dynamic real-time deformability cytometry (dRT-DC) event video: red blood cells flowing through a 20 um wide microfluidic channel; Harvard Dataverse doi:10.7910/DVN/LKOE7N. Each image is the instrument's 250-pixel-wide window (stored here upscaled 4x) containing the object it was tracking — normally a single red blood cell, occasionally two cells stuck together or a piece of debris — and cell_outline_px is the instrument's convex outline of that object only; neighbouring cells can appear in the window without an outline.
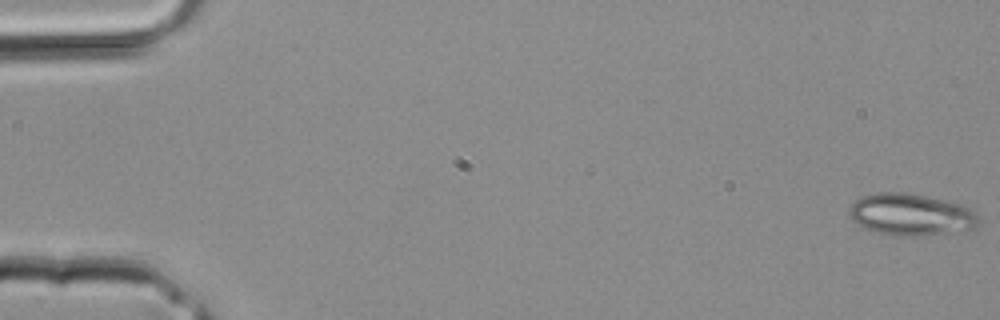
{"species": "common noctule bat (a hibernating species)", "species_latin": "Nyctalus noctula", "temperature_condition": "room temperature", "stored_images_in_passage": 3, "camera_frame_rate_fps": 3000, "um_per_image_px": 0.085, "animal": {"sex": "male", "body_mass_g": 20.4}, "frame": {"image": 1, "passage_image": 1, "time_ms": 0.0, "image_size_px": [1000, 320], "cell_outline_px": [[980, 220], [976, 228], [948, 232], [916, 236], [892, 236], [876, 232], [864, 228], [856, 224], [852, 220], [848, 212], [848, 208], [856, 200], [864, 196], [876, 192], [904, 192], [964, 204], [976, 212], [980, 216]], "centroid_in_image_um": [77.43, 18.24], "position_along_channel_um": 7.6, "area_um2": 31.79}}